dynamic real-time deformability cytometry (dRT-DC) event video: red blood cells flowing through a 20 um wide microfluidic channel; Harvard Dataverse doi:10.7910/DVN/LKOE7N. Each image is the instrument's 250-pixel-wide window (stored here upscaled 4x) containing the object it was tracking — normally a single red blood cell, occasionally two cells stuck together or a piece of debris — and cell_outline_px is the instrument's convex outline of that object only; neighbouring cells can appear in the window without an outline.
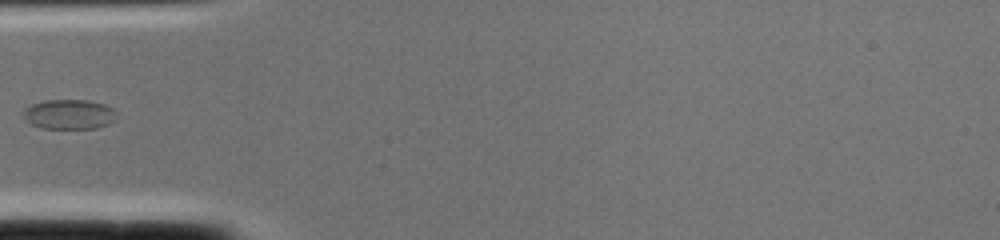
{"species": "common noctule bat (a hibernating species)", "species_latin": "Nyctalus noctula", "temperature_condition": "cold", "stored_images_in_passage": 2, "camera_frame_rate_fps": 3000, "um_per_image_px": 0.085, "animal": {"sex": "female", "body_mass_g": 22.0, "forearm_length_mm": 56.7}, "frame": {"image": 1, "passage_image": 2, "time_ms": 0.333, "image_size_px": [1000, 240], "cell_outline_px": [[116, 120], [108, 124], [96, 128], [40, 128], [24, 120], [24, 108], [32, 104], [44, 100], [88, 100], [104, 104], [112, 108], [116, 112]], "centroid_in_image_um": [5.88, 9.71], "position_along_channel_um": 79.1, "area_um2": 16.24}}